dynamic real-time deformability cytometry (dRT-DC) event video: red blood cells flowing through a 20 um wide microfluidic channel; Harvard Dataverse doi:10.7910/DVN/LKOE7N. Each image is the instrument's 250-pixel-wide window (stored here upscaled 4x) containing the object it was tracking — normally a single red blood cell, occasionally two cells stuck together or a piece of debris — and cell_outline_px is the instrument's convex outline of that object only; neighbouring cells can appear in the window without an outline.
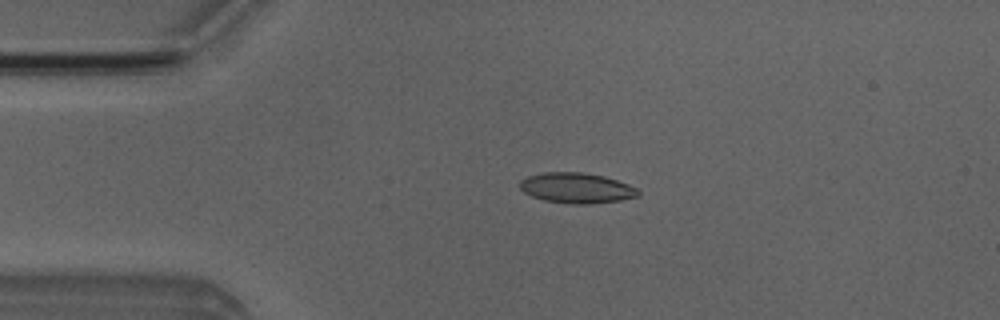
{"species": "Egyptian fruit bat (a non-hibernating species)", "species_latin": "Rousettus aegyptiacus", "temperature_condition": "room temperature", "stored_images_in_passage": 4, "camera_frame_rate_fps": 3000, "um_per_image_px": 0.085, "animal": {"sex": "male"}, "frame": {"image": 1, "passage_image": 3, "time_ms": 3.0, "image_size_px": [1000, 320], "cell_outline_px": [[640, 196], [620, 200], [588, 204], [572, 204], [544, 200], [532, 196], [524, 192], [520, 188], [520, 180], [528, 176], [544, 172], [584, 172], [604, 176], [628, 184], [636, 188], [640, 192]], "centroid_in_image_um": [49.01, 15.97], "position_along_channel_um": 36.0, "area_um2": 20.92}}